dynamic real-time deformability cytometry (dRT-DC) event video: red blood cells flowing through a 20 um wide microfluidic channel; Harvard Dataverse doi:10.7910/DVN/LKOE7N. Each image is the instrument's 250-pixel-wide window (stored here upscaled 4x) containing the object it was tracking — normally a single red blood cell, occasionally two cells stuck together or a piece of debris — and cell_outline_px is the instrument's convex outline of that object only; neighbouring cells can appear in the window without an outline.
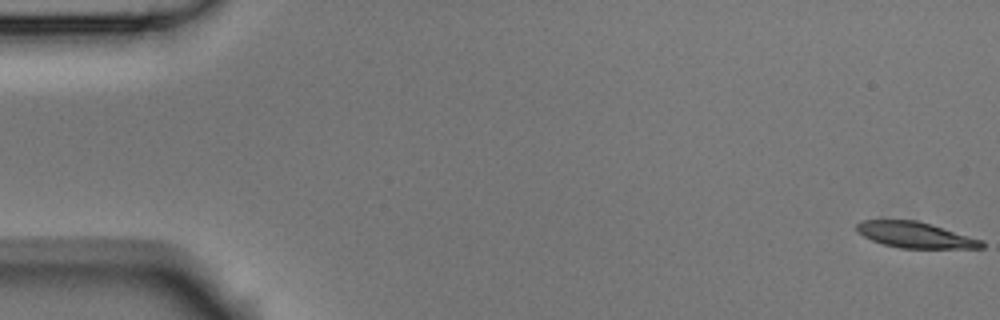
{"species": "Egyptian fruit bat (a non-hibernating species)", "species_latin": "Rousettus aegyptiacus", "temperature_condition": "room temperature", "stored_images_in_passage": 8, "camera_frame_rate_fps": 3000, "um_per_image_px": 0.085, "animal": {"sex": "male"}, "frame": {"image": 1, "passage_image": 1, "time_ms": 0.0, "image_size_px": [1000, 320], "cell_outline_px": [[984, 248], [900, 248], [884, 244], [872, 240], [856, 232], [856, 224], [860, 220], [916, 220], [984, 240]], "centroid_in_image_um": [77.79, 19.97], "position_along_channel_um": 7.2, "area_um2": 18.79}}
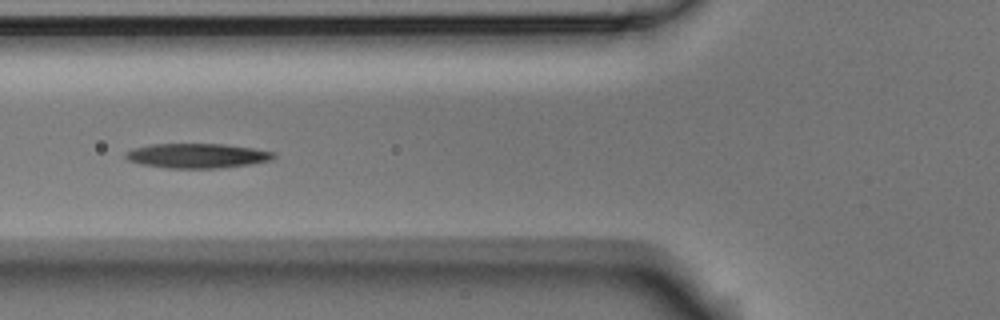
{"frame": {"image": 2, "passage_image": 6, "time_ms": 1.667, "image_size_px": [1000, 320], "cell_outline_px": [[276, 156], [272, 160], [248, 164], [220, 168], [168, 168], [140, 164], [128, 160], [124, 156], [124, 152], [132, 148], [152, 144], [224, 144], [252, 148], [276, 152]], "centroid_in_image_um": [16.73, 13.23], "position_along_channel_um": 109.1, "area_um2": 21.33}}
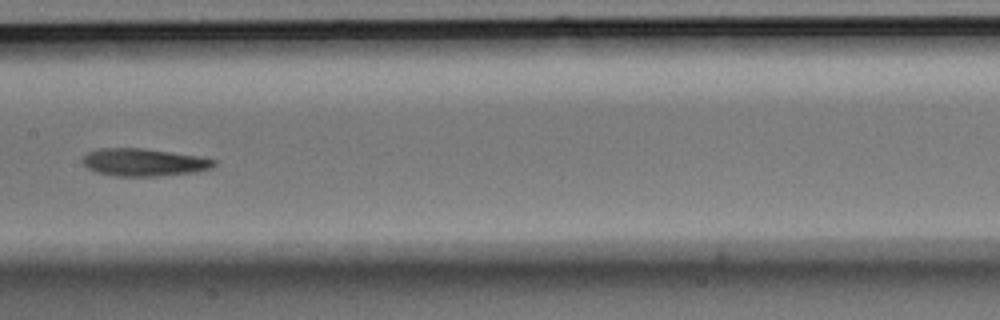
{"frame": {"image": 3, "passage_image": 8, "time_ms": 2.333, "image_size_px": [1000, 320], "cell_outline_px": [[216, 164], [212, 168], [196, 172], [156, 176], [116, 176], [96, 172], [88, 168], [80, 160], [88, 152], [100, 148], [144, 148], [196, 156], [216, 160]], "centroid_in_image_um": [12.21, 13.8], "position_along_channel_um": 195.2, "area_um2": 21.04}}